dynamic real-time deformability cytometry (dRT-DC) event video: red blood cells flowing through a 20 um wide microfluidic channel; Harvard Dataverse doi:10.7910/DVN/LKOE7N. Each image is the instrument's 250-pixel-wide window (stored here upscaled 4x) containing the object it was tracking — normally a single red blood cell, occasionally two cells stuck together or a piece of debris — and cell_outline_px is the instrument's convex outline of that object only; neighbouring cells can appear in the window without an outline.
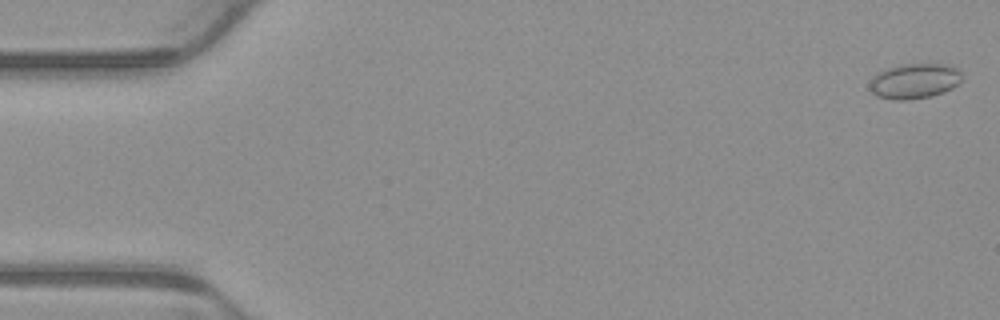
{"species": "common noctule bat (a hibernating species)", "species_latin": "Nyctalus noctula", "temperature_condition": "warm", "stored_images_in_passage": 4, "camera_frame_rate_fps": 3000, "um_per_image_px": 0.085, "animal": {"sex": "male", "body_mass_g": 23.1, "forearm_length_mm": 52.7}, "frame": {"image": 1, "passage_image": 1, "time_ms": 0.0, "image_size_px": [1000, 320], "cell_outline_px": [[964, 76], [952, 88], [944, 92], [932, 96], [904, 100], [896, 100], [876, 96], [868, 88], [868, 84], [872, 76], [876, 72], [900, 64], [948, 64], [960, 68]], "centroid_in_image_um": [77.72, 6.87], "position_along_channel_um": 7.3, "area_um2": 19.31}}
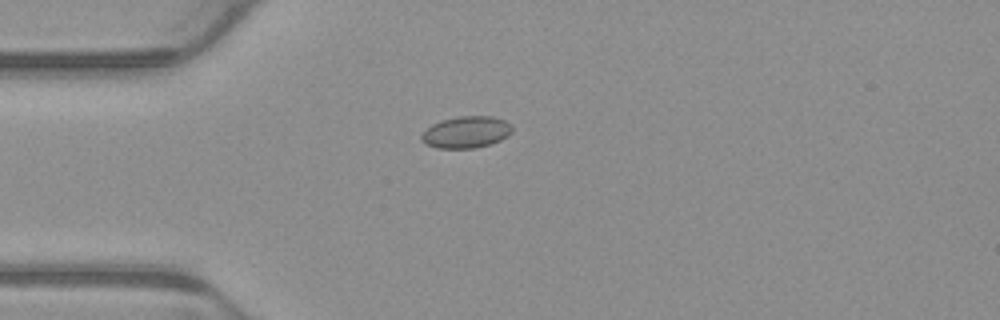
{"frame": {"image": 2, "passage_image": 4, "time_ms": 1.0, "image_size_px": [1000, 320], "cell_outline_px": [[512, 132], [508, 136], [500, 140], [476, 148], [436, 148], [420, 140], [420, 136], [432, 124], [440, 120], [460, 116], [492, 116], [504, 120], [512, 124]], "centroid_in_image_um": [39.64, 11.22], "position_along_channel_um": 45.4, "area_um2": 16.76}}